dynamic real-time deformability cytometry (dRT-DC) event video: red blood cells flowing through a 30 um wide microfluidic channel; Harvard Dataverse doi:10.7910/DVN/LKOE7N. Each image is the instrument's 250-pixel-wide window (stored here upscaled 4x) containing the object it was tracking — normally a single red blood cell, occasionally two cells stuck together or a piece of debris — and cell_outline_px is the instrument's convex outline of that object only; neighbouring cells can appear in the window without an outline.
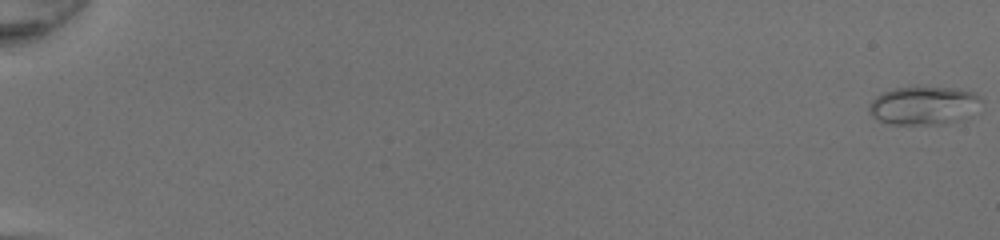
{"species": "common noctule bat (a hibernating species)", "species_latin": "Nyctalus noctula", "temperature_condition": "room temperature", "stored_images_in_passage": 50, "camera_frame_rate_fps": 3000, "um_per_image_px": 0.085, "animal": {"sex": "female", "body_mass_g": 20.0, "forearm_length_mm": 54.0}, "frame": {"image": 1, "passage_image": 1, "time_ms": 0.0, "image_size_px": [1000, 240], "cell_outline_px": [[984, 100], [964, 116], [956, 120], [944, 124], [888, 124], [872, 116], [868, 112], [868, 104], [876, 96], [884, 92], [896, 88], [956, 88], [976, 92]], "centroid_in_image_um": [78.47, 8.96], "position_along_channel_um": 6.5, "area_um2": 24.62}}
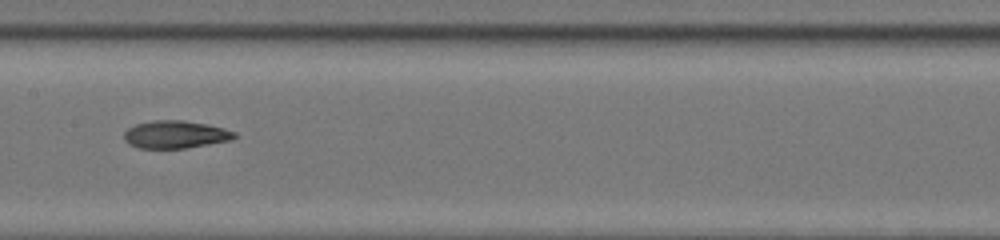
{"frame": {"image": 2, "passage_image": 28, "time_ms": 9.0, "image_size_px": [1000, 240], "cell_outline_px": [[236, 136], [232, 140], [184, 148], [136, 148], [128, 144], [124, 140], [124, 132], [128, 128], [136, 124], [152, 120], [184, 120], [208, 124], [224, 128], [236, 132]], "centroid_in_image_um": [14.9, 11.42], "position_along_channel_um": 192.5, "area_um2": 17.92}}
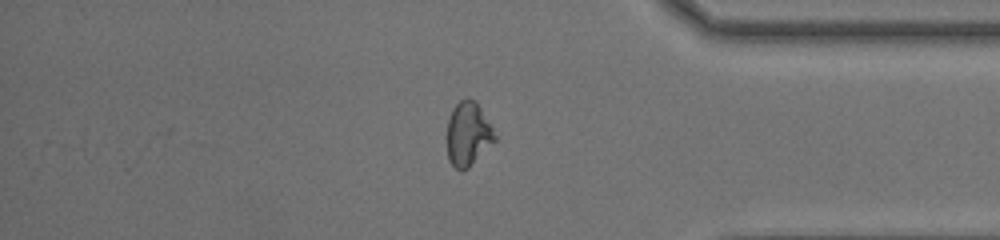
{"frame": {"image": 3, "passage_image": 43, "time_ms": 14.0, "image_size_px": [1000, 240], "cell_outline_px": [[496, 140], [468, 168], [460, 172], [448, 160], [448, 120], [452, 108], [460, 100], [468, 96], [476, 100], [492, 124], [496, 136]], "centroid_in_image_um": [39.81, 11.35], "position_along_channel_um": 395.4, "area_um2": 18.03}, "authors_computed_cell_mechanics": {"area_um2": 18.496, "velocity_mm_per_s": 4.3445, "shape_relaxation_time_tau1_ms": 5.2241, "shape_relaxation_time_tau2_ms": 1.1647, "deformation_change_tau1": 0.1979, "deformation_change_tau2": 0.0724}}